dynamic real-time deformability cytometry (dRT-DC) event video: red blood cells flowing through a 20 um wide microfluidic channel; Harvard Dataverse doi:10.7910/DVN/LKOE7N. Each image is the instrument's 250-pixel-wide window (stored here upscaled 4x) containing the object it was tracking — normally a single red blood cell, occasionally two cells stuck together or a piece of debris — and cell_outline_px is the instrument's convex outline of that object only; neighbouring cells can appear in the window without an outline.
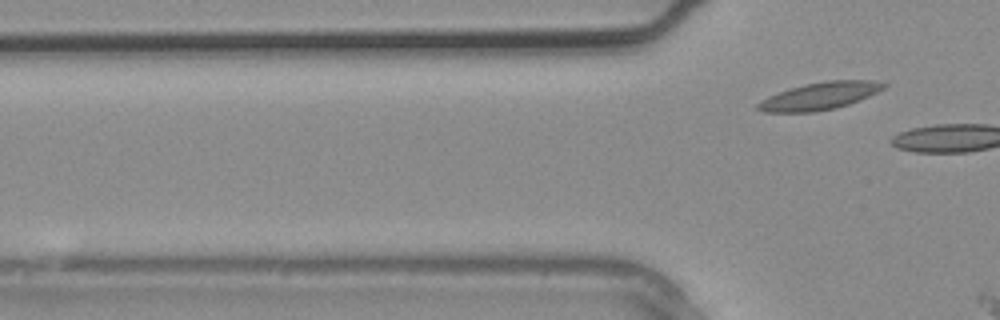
{"species": "common noctule bat (a hibernating species)", "species_latin": "Nyctalus noctula", "temperature_condition": "warm", "stored_images_in_passage": 3, "camera_frame_rate_fps": 3000, "um_per_image_px": 0.085, "animal": {"sex": "male", "body_mass_g": 20.4}, "frame": {"image": 1, "passage_image": 3, "time_ms": 0.667, "image_size_px": [1000, 320], "cell_outline_px": [[888, 84], [884, 88], [860, 100], [836, 108], [816, 112], [764, 112], [756, 108], [756, 104], [760, 100], [768, 96], [792, 88], [808, 84], [828, 80], [876, 80]], "centroid_in_image_um": [69.69, 8.17], "position_along_channel_um": 56.1, "area_um2": 19.94}}